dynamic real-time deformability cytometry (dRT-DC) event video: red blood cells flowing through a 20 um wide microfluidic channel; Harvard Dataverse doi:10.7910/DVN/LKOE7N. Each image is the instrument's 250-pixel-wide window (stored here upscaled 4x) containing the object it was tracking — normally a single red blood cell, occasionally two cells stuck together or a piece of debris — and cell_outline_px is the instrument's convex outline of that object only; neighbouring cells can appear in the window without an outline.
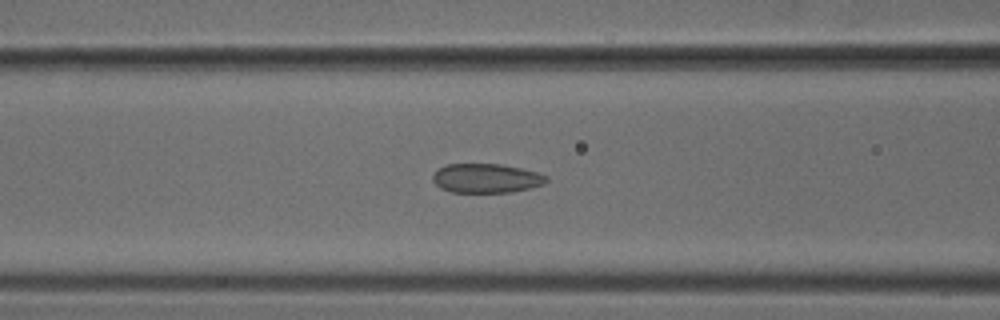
{"species": "common noctule bat (a hibernating species)", "species_latin": "Nyctalus noctula", "temperature_condition": "cold", "stored_images_in_passage": 50, "camera_frame_rate_fps": 3000, "um_per_image_px": 0.085, "animal": {"sex": "male", "body_mass_g": 18.8}, "frame": {"image": 1, "passage_image": 20, "time_ms": 6.333, "image_size_px": [1000, 320], "cell_outline_px": [[548, 180], [544, 184], [512, 192], [452, 192], [440, 188], [432, 180], [432, 176], [440, 168], [448, 164], [500, 164], [520, 168], [536, 172], [548, 176]], "centroid_in_image_um": [41.33, 15.15], "position_along_channel_um": 125.3, "area_um2": 19.19}}
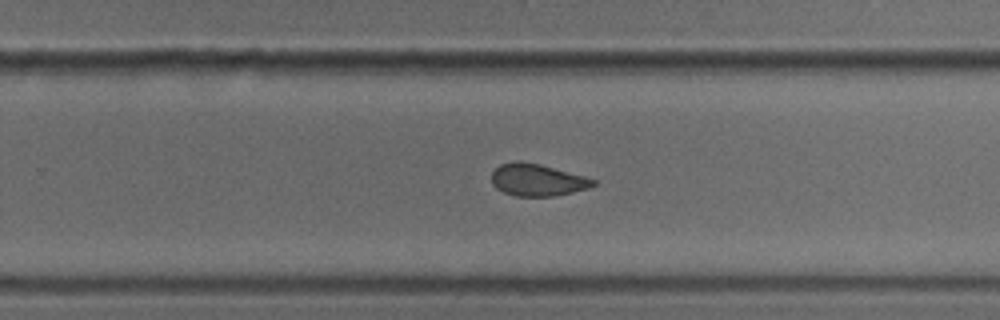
{"frame": {"image": 2, "passage_image": 32, "time_ms": 10.333, "image_size_px": [1000, 320], "cell_outline_px": [[596, 184], [588, 188], [556, 196], [516, 196], [504, 192], [496, 188], [492, 184], [492, 172], [500, 164], [516, 160], [520, 160], [540, 164], [584, 176], [596, 180]], "centroid_in_image_um": [45.65, 15.29], "position_along_channel_um": 284.1, "area_um2": 19.02}}
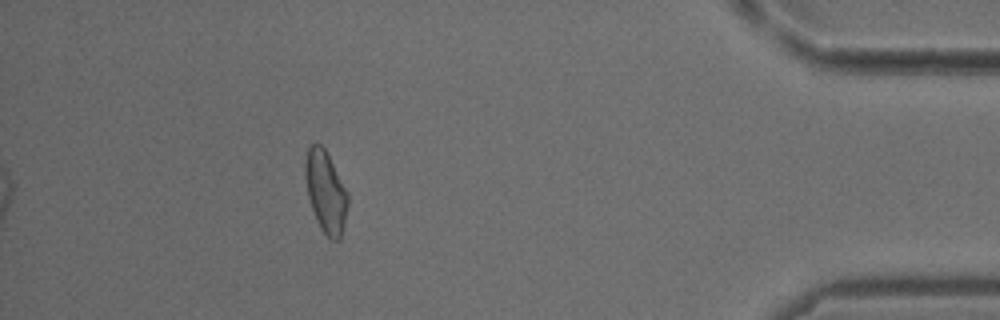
{"frame": {"image": 3, "passage_image": 45, "time_ms": 14.667, "image_size_px": [1000, 320], "cell_outline_px": [[348, 204], [340, 240], [332, 240], [320, 228], [316, 220], [308, 196], [304, 176], [304, 164], [308, 148], [312, 144], [320, 144], [324, 148], [348, 192]], "centroid_in_image_um": [27.67, 16.3], "position_along_channel_um": 407.5, "area_um2": 20.11}}